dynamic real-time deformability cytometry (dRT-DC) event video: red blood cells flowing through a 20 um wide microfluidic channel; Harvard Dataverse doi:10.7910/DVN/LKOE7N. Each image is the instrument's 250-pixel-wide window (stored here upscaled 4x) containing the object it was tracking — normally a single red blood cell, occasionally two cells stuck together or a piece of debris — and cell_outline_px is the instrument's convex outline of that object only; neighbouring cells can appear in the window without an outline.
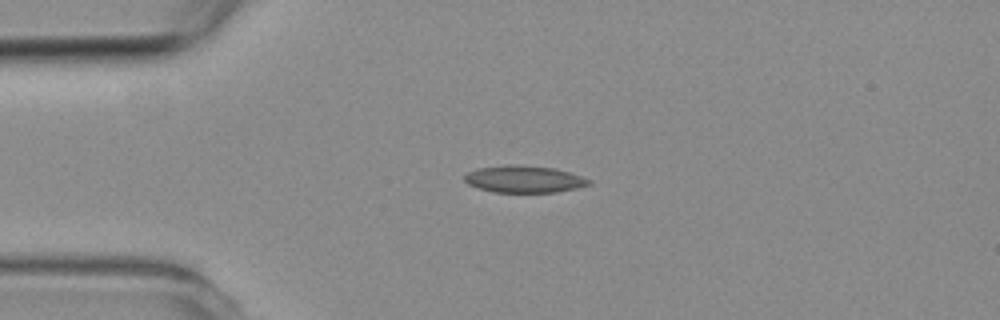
{"species": "common noctule bat (a hibernating species)", "species_latin": "Nyctalus noctula", "temperature_condition": "room temperature", "stored_images_in_passage": 2, "camera_frame_rate_fps": 3000, "um_per_image_px": 0.085, "animal": {"sex": "female", "body_mass_g": 19.3, "forearm_length_mm": 54.1}, "frame": {"image": 1, "passage_image": 1, "time_ms": 0.0, "image_size_px": [1000, 320], "cell_outline_px": [[592, 184], [576, 188], [556, 192], [492, 192], [468, 184], [464, 180], [464, 176], [468, 172], [476, 168], [508, 164], [516, 164], [556, 168], [592, 180]], "centroid_in_image_um": [44.54, 15.22], "position_along_channel_um": 40.5, "area_um2": 19.65}}